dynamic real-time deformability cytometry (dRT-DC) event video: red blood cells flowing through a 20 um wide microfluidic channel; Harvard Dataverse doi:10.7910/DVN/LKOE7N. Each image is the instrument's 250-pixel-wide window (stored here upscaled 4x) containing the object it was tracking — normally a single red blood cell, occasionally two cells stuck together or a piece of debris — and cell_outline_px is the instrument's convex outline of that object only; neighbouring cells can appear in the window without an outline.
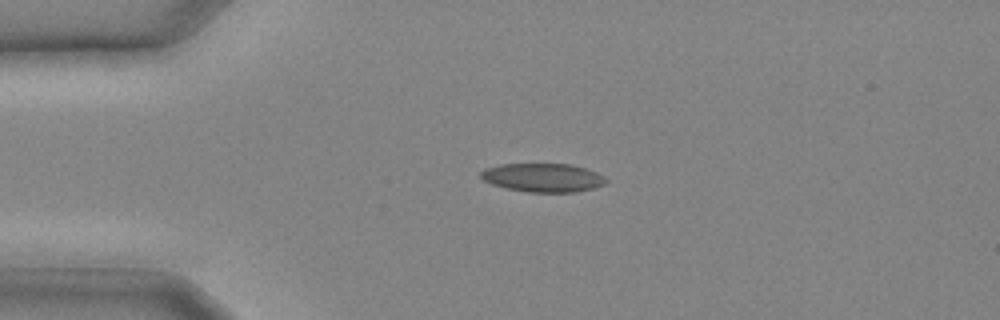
{"species": "common noctule bat (a hibernating species)", "species_latin": "Nyctalus noctula", "temperature_condition": "cold", "stored_images_in_passage": 10, "camera_frame_rate_fps": 3000, "um_per_image_px": 0.085, "animal": {"sex": "male", "body_mass_g": 20.4}, "frame": {"image": 1, "passage_image": 1, "time_ms": 0.0, "image_size_px": [1000, 320], "cell_outline_px": [[608, 180], [604, 184], [592, 188], [576, 192], [528, 192], [504, 188], [492, 184], [484, 180], [480, 176], [480, 172], [484, 168], [500, 164], [572, 164], [596, 172], [604, 176]], "centroid_in_image_um": [46.13, 15.1], "position_along_channel_um": 38.9, "area_um2": 20.92}}
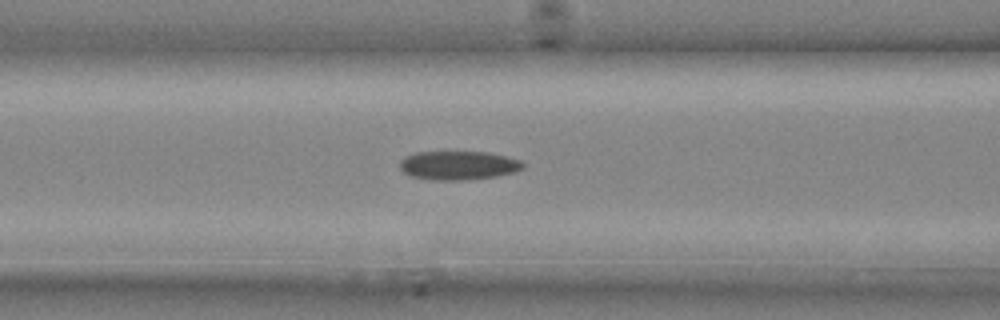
{"frame": {"image": 2, "passage_image": 6, "time_ms": 1.667, "image_size_px": [1000, 320], "cell_outline_px": [[524, 168], [516, 172], [496, 176], [464, 180], [436, 180], [412, 176], [404, 172], [400, 168], [400, 160], [404, 156], [416, 152], [488, 152], [520, 160], [524, 164]], "centroid_in_image_um": [38.96, 14.05], "position_along_channel_um": 127.6, "area_um2": 20.63}}
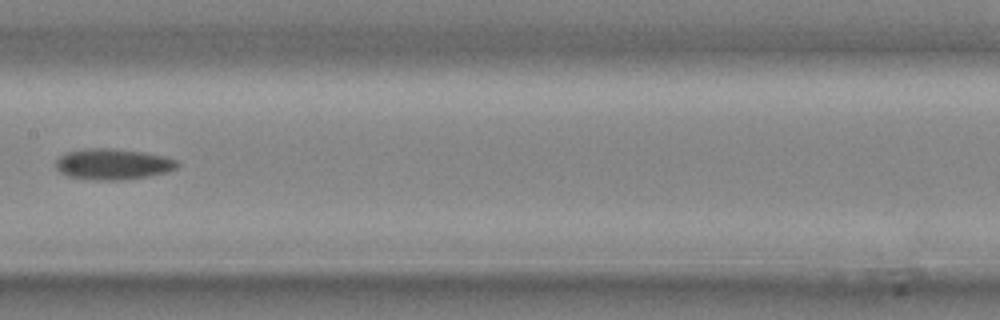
{"frame": {"image": 3, "passage_image": 9, "time_ms": 2.667, "image_size_px": [1000, 320], "cell_outline_px": [[180, 164], [176, 168], [164, 172], [148, 176], [116, 180], [96, 180], [68, 176], [60, 172], [56, 168], [56, 160], [64, 152], [84, 148], [112, 148], [144, 152], [164, 156], [176, 160]], "centroid_in_image_um": [9.56, 13.93], "position_along_channel_um": 197.8, "area_um2": 21.85}}